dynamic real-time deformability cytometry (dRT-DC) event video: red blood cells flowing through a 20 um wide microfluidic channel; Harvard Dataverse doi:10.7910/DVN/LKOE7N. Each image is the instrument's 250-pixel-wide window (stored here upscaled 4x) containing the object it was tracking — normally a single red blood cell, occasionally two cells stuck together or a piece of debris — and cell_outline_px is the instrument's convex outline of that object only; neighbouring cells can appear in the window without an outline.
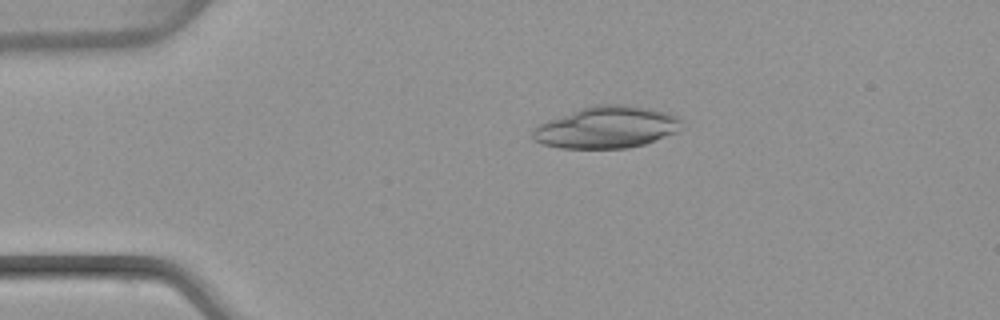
{"species": "common noctule bat (a hibernating species)", "species_latin": "Nyctalus noctula", "temperature_condition": "warm", "stored_images_in_passage": 50, "camera_frame_rate_fps": 3000, "um_per_image_px": 0.085, "animal": {"sex": "female", "body_mass_g": 22.7, "forearm_length_mm": 54.2}, "frame": {"image": 1, "passage_image": 10, "time_ms": 3.0, "image_size_px": [1000, 320], "cell_outline_px": [[684, 120], [676, 132], [644, 144], [628, 148], [560, 148], [544, 144], [532, 140], [532, 128], [548, 120], [580, 108], [592, 104], [624, 104], [648, 108], [668, 112]], "centroid_in_image_um": [51.55, 10.81], "position_along_channel_um": 33.5, "area_um2": 36.36}}
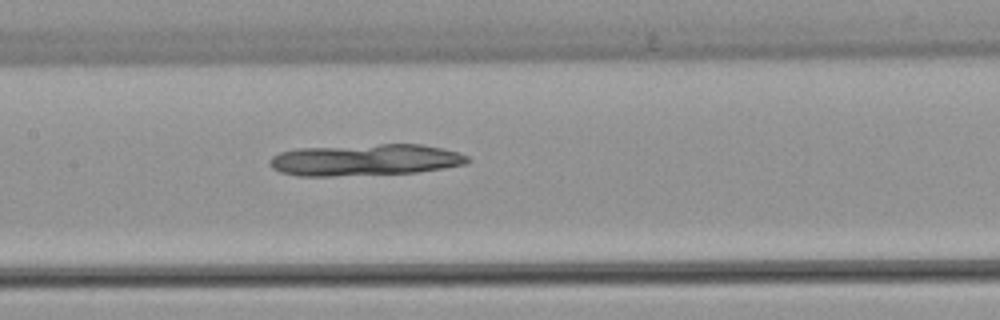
{"frame": {"image": 2, "passage_image": 24, "time_ms": 7.667, "image_size_px": [1000, 320], "cell_outline_px": [[468, 160], [464, 164], [444, 168], [416, 172], [336, 176], [296, 176], [280, 172], [272, 168], [268, 164], [268, 160], [272, 156], [280, 152], [300, 148], [380, 144], [420, 144], [444, 148], [468, 156]], "centroid_in_image_um": [30.99, 13.59], "position_along_channel_um": 176.4, "area_um2": 36.41}}
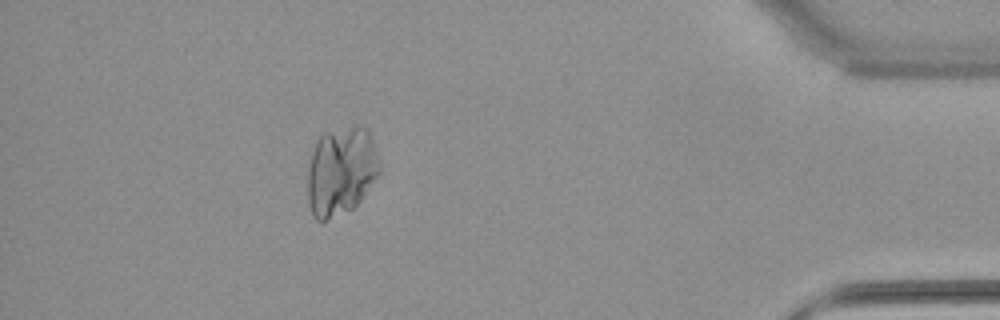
{"frame": {"image": 3, "passage_image": 45, "time_ms": 14.667, "image_size_px": [1000, 320], "cell_outline_px": [[380, 172], [360, 200], [352, 208], [324, 220], [316, 220], [312, 216], [308, 204], [308, 168], [312, 152], [316, 140], [324, 132], [356, 124], [360, 124], [368, 132], [372, 140], [380, 164]], "centroid_in_image_um": [28.97, 14.51], "position_along_channel_um": 406.2, "area_um2": 37.05}}